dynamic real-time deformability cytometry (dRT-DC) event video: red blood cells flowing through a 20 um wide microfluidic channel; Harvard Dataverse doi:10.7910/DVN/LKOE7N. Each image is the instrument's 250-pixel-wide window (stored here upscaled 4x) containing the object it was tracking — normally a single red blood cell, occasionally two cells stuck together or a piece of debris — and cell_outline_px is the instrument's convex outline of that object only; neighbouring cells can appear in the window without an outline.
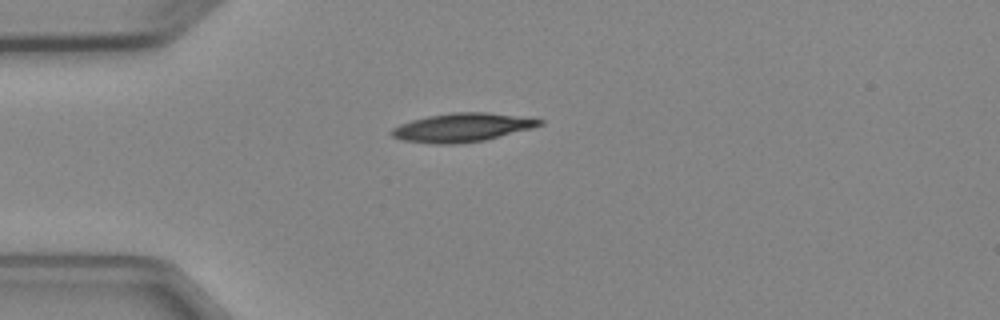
{"species": "Egyptian fruit bat (a non-hibernating species)", "species_latin": "Rousettus aegyptiacus", "temperature_condition": "cold", "stored_images_in_passage": 5, "camera_frame_rate_fps": 3000, "um_per_image_px": 0.085, "animal": {"sex": "female"}, "frame": {"image": 1, "passage_image": 5, "time_ms": 4.667, "image_size_px": [1000, 320], "cell_outline_px": [[544, 124], [484, 140], [456, 144], [436, 144], [404, 140], [392, 136], [388, 132], [392, 128], [400, 124], [412, 120], [428, 116], [452, 112], [484, 112], [544, 120]], "centroid_in_image_um": [39.21, 10.84], "position_along_channel_um": 45.8, "area_um2": 24.22}}